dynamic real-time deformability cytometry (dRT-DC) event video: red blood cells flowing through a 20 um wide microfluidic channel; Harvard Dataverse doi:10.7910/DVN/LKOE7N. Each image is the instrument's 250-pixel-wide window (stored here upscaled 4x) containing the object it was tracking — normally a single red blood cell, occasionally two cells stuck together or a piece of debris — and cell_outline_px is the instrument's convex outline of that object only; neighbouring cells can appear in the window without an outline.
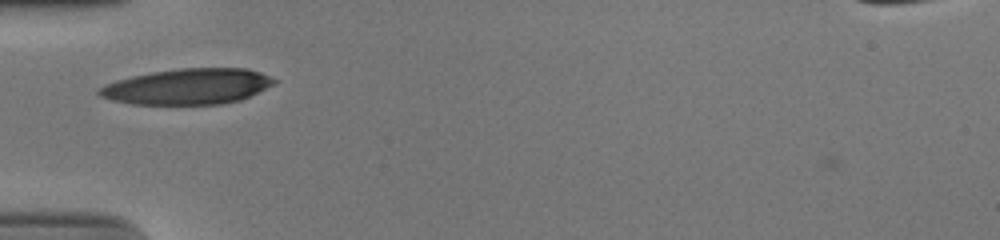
{"species": "human", "species_latin": "Homo sapiens", "temperature_condition": "cold", "stored_images_in_passage": 26, "camera_frame_rate_fps": 3000, "um_per_image_px": 0.085, "donor": {"sex": "male"}, "frame": {"image": 1, "passage_image": 1, "time_ms": 0.0, "image_size_px": [1000, 240], "cell_outline_px": [[276, 84], [240, 100], [220, 104], [132, 104], [112, 100], [100, 96], [96, 92], [104, 84], [116, 80], [132, 76], [152, 72], [180, 68], [244, 68], [260, 72], [276, 80]], "centroid_in_image_um": [15.94, 7.35], "position_along_channel_um": 69.1, "area_um2": 36.36}}
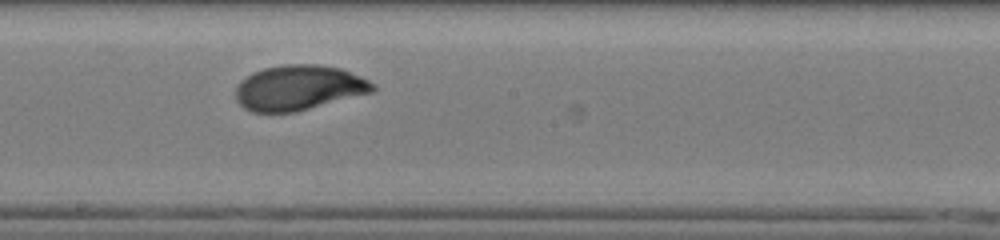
{"frame": {"image": 2, "passage_image": 13, "time_ms": 4.0, "image_size_px": [1000, 240], "cell_outline_px": [[376, 88], [372, 92], [296, 112], [252, 112], [244, 108], [236, 100], [236, 84], [240, 80], [252, 72], [264, 68], [284, 64], [316, 64], [340, 68], [360, 76], [376, 84]], "centroid_in_image_um": [25.37, 7.45], "position_along_channel_um": 222.8, "area_um2": 36.13}}
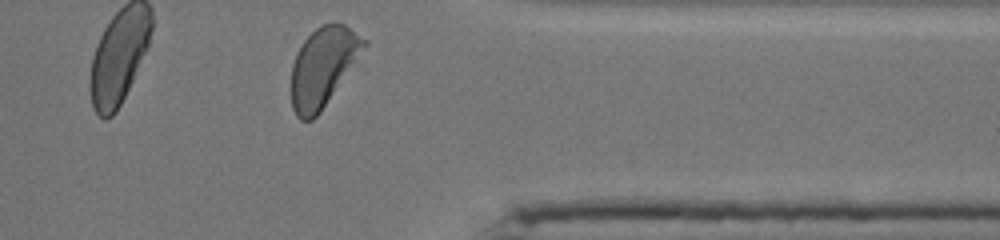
{"frame": {"image": 3, "passage_image": 26, "time_ms": 8.333, "image_size_px": [1000, 240], "cell_outline_px": [[368, 44], [360, 64], [320, 112], [312, 120], [300, 120], [296, 116], [292, 108], [292, 64], [296, 52], [304, 40], [320, 24], [344, 24], [368, 40]], "centroid_in_image_um": [27.55, 5.7], "position_along_channel_um": 383.9, "area_um2": 34.56}, "authors_computed_cell_mechanics": {"area_um2": 35.6915, "velocity_mm_per_s": 3.8821, "shape_relaxation_time_tau1_ms": 2.771, "shape_relaxation_time_tau2_ms": null, "deformation_change_tau1": 0.1603, "deformation_change_tau2": null}}